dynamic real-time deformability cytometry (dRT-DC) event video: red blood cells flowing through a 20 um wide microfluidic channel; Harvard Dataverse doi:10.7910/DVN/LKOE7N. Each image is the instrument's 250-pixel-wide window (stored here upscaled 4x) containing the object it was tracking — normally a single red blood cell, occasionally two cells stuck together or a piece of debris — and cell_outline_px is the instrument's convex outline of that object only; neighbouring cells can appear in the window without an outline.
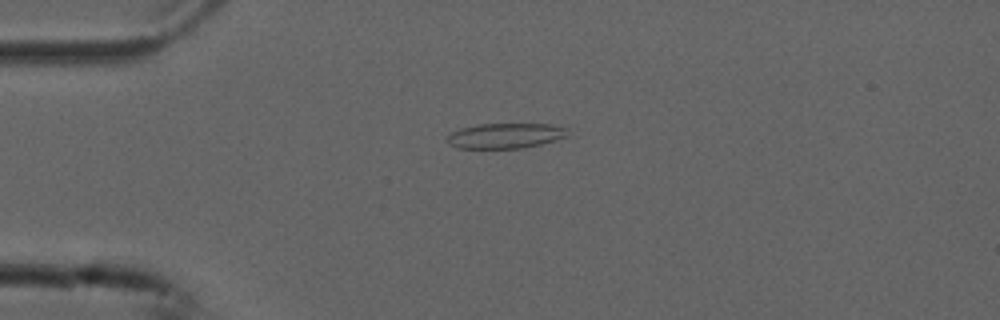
{"species": "common noctule bat (a hibernating species)", "species_latin": "Nyctalus noctula", "temperature_condition": "cold", "stored_images_in_passage": 32, "camera_frame_rate_fps": 3000, "um_per_image_px": 0.085, "animal": {"sex": "male", "forearm_length_mm": 52.5}, "frame": {"image": 1, "passage_image": 8, "time_ms": 2.333, "image_size_px": [1000, 320], "cell_outline_px": [[568, 136], [556, 140], [524, 148], [456, 148], [448, 144], [444, 140], [452, 132], [460, 128], [480, 124], [548, 124], [568, 128]], "centroid_in_image_um": [42.94, 11.54], "position_along_channel_um": 42.1, "area_um2": 17.8}}
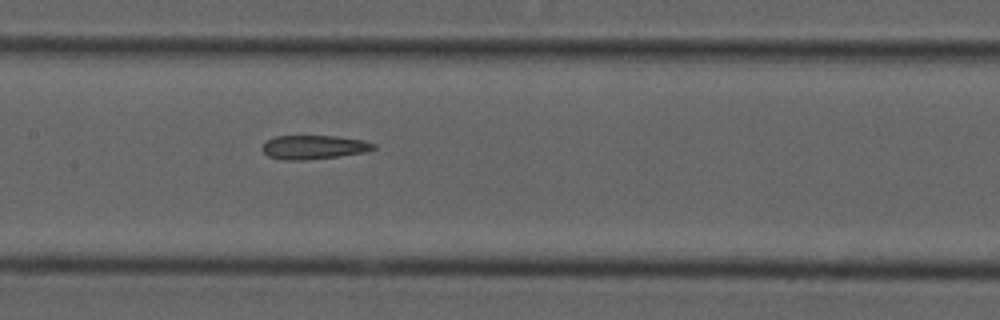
{"frame": {"image": 2, "passage_image": 21, "time_ms": 6.667, "image_size_px": [1000, 320], "cell_outline_px": [[376, 148], [368, 152], [304, 160], [284, 160], [268, 156], [260, 148], [268, 140], [276, 136], [336, 136], [364, 140], [376, 144]], "centroid_in_image_um": [26.7, 12.51], "position_along_channel_um": 180.7, "area_um2": 15.49}}
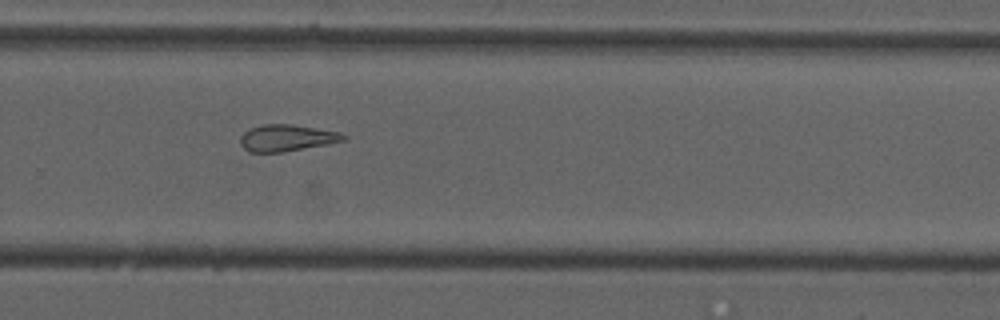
{"frame": {"image": 3, "passage_image": 31, "time_ms": 10.0, "image_size_px": [1000, 320], "cell_outline_px": [[348, 140], [328, 144], [284, 152], [248, 152], [240, 144], [240, 136], [248, 128], [264, 124], [288, 124], [340, 132], [348, 136]], "centroid_in_image_um": [24.38, 11.73], "position_along_channel_um": 305.4, "area_um2": 16.13}}